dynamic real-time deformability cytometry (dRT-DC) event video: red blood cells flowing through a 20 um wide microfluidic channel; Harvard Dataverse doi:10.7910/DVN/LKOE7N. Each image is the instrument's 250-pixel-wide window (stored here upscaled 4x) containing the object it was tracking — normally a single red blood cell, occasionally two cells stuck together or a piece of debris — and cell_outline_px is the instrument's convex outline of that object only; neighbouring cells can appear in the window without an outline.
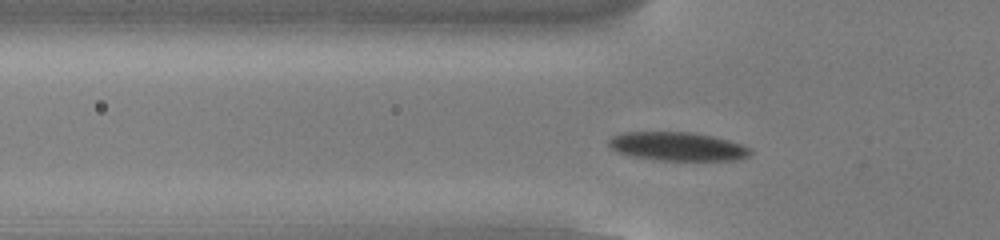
{"species": "common noctule bat (a hibernating species)", "species_latin": "Nyctalus noctula", "temperature_condition": "cold", "stored_images_in_passage": 47, "camera_frame_rate_fps": 3000, "um_per_image_px": 0.085, "animal": {"sex": "male", "body_mass_g": 13.0, "forearm_length_mm": 53.1}, "frame": {"image": 1, "passage_image": 11, "time_ms": 3.333, "image_size_px": [1000, 240], "cell_outline_px": [[752, 152], [748, 156], [736, 160], [660, 160], [632, 156], [616, 152], [608, 144], [608, 140], [612, 136], [624, 132], [692, 132], [712, 136], [728, 140], [740, 144], [748, 148]], "centroid_in_image_um": [57.55, 12.44], "position_along_channel_um": 68.2, "area_um2": 23.47}}
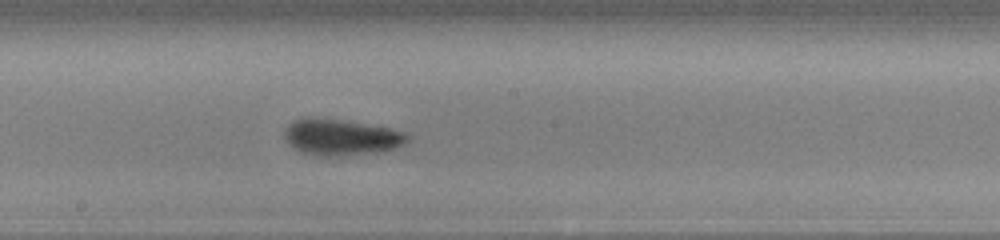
{"frame": {"image": 2, "passage_image": 23, "time_ms": 7.333, "image_size_px": [1000, 240], "cell_outline_px": [[412, 136], [408, 144], [384, 152], [340, 156], [316, 156], [300, 152], [292, 148], [288, 144], [284, 136], [284, 132], [288, 124], [292, 120], [308, 116], [312, 116], [340, 120], [392, 128], [408, 132]], "centroid_in_image_um": [29.04, 11.67], "position_along_channel_um": 219.2, "area_um2": 26.88}}
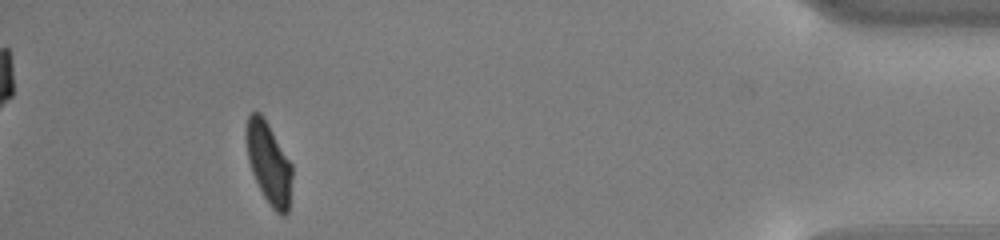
{"frame": {"image": 3, "passage_image": 43, "time_ms": 14.0, "image_size_px": [1000, 240], "cell_outline_px": [[292, 176], [288, 212], [284, 216], [280, 216], [272, 208], [264, 196], [252, 172], [248, 160], [244, 136], [244, 128], [248, 116], [252, 112], [260, 112], [264, 116], [292, 164]], "centroid_in_image_um": [22.82, 13.82], "position_along_channel_um": 412.4, "area_um2": 22.08}, "authors_computed_cell_mechanics": {"area_um2": 23.8136, "velocity_mm_per_s": 3.801, "shape_relaxation_time_tau1_ms": 2.2103, "shape_relaxation_time_tau2_ms": null, "deformation_change_tau1": 0.121, "deformation_change_tau2": null}}